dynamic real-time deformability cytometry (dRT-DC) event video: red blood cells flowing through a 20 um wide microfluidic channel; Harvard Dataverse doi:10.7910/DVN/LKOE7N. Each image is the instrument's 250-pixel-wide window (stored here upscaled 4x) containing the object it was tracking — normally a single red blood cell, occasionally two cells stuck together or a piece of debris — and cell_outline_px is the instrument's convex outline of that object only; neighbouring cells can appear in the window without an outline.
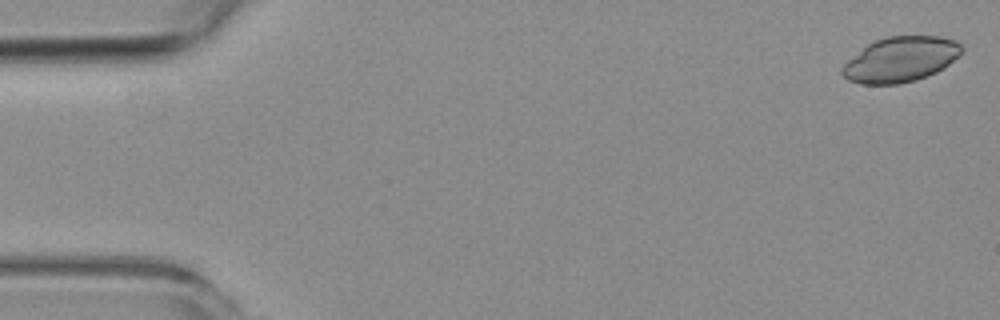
{"species": "common noctule bat (a hibernating species)", "species_latin": "Nyctalus noctula", "temperature_condition": "room temperature", "stored_images_in_passage": 5, "camera_frame_rate_fps": 3000, "um_per_image_px": 0.085, "animal": {"sex": "female", "body_mass_g": 19.3, "forearm_length_mm": 54.1}, "frame": {"image": 1, "passage_image": 1, "time_ms": 0.0, "image_size_px": [1000, 320], "cell_outline_px": [[964, 48], [960, 56], [944, 68], [928, 76], [916, 80], [900, 84], [860, 84], [848, 80], [840, 72], [840, 68], [848, 60], [868, 44], [876, 40], [888, 36], [940, 36], [956, 40]], "centroid_in_image_um": [76.58, 5.06], "position_along_channel_um": 8.4, "area_um2": 31.62}}